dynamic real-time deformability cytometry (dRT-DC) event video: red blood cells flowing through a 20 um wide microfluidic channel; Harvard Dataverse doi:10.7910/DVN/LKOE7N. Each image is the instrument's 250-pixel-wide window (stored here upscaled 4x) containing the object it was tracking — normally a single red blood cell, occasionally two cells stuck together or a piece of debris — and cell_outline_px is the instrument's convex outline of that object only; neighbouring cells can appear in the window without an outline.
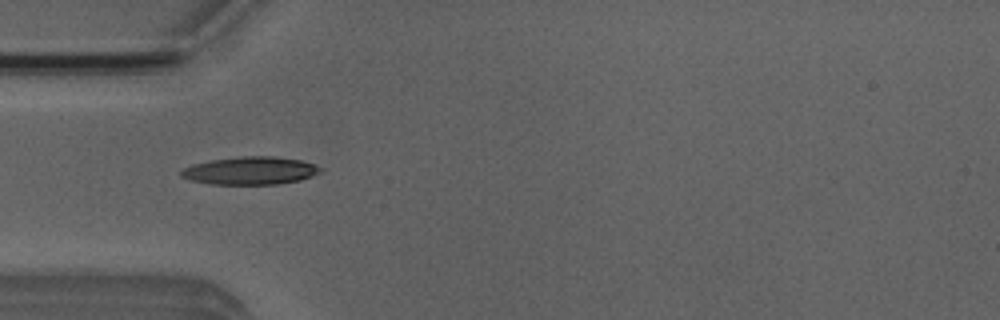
{"species": "Egyptian fruit bat (a non-hibernating species)", "species_latin": "Rousettus aegyptiacus", "temperature_condition": "room temperature", "stored_images_in_passage": 40, "camera_frame_rate_fps": 3000, "um_per_image_px": 0.085, "animal": {"sex": "male"}, "frame": {"image": 1, "passage_image": 7, "time_ms": 2.0, "image_size_px": [1000, 320], "cell_outline_px": [[324, 168], [320, 172], [312, 176], [300, 180], [280, 184], [212, 184], [192, 180], [180, 176], [180, 172], [184, 168], [192, 164], [212, 160], [244, 156], [272, 156], [300, 160]], "centroid_in_image_um": [21.29, 14.51], "position_along_channel_um": 63.7, "area_um2": 22.43}}
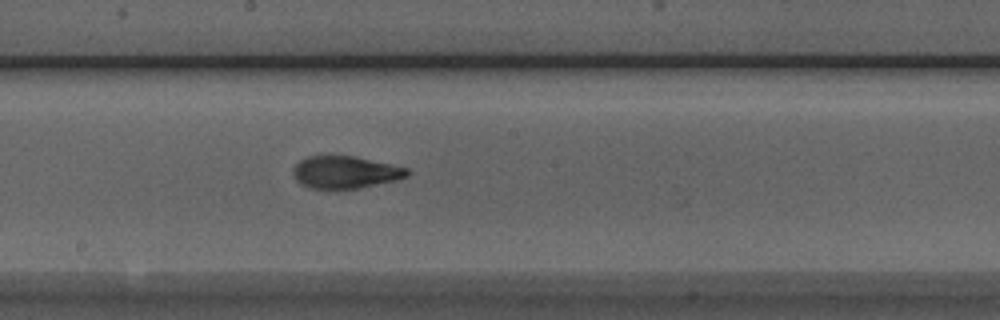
{"frame": {"image": 2, "passage_image": 19, "time_ms": 6.0, "image_size_px": [1000, 320], "cell_outline_px": [[412, 172], [408, 176], [396, 180], [356, 188], [312, 188], [300, 184], [296, 180], [292, 172], [292, 168], [300, 160], [308, 156], [356, 156], [392, 164], [408, 168]], "centroid_in_image_um": [29.36, 14.62], "position_along_channel_um": 218.8, "area_um2": 21.44}}
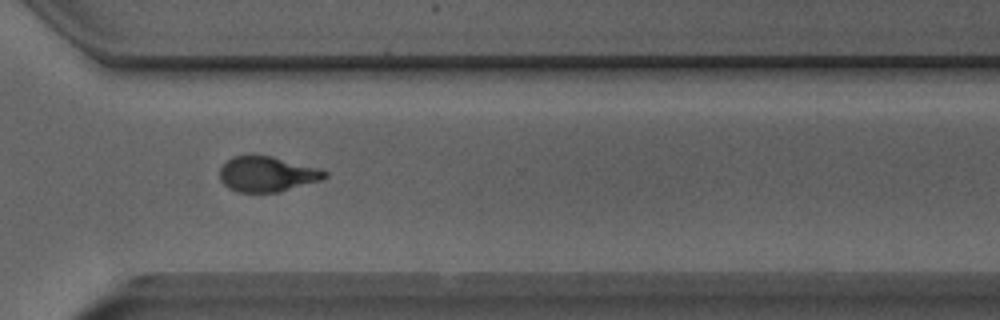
{"frame": {"image": 3, "passage_image": 29, "time_ms": 9.333, "image_size_px": [1000, 320], "cell_outline_px": [[328, 176], [320, 180], [280, 192], [236, 192], [228, 188], [220, 180], [220, 168], [232, 156], [252, 152], [272, 156], [320, 168], [328, 172]], "centroid_in_image_um": [22.68, 14.76], "position_along_channel_um": 347.9, "area_um2": 22.14}, "authors_computed_cell_mechanics": {"area_um2": 22.0218, "velocity_mm_per_s": 3.8718, "shape_relaxation_time_tau1_ms": 5.2518, "shape_relaxation_time_tau2_ms": 0.9592, "deformation_change_tau1": 0.1933, "deformation_change_tau2": 0.0795}}